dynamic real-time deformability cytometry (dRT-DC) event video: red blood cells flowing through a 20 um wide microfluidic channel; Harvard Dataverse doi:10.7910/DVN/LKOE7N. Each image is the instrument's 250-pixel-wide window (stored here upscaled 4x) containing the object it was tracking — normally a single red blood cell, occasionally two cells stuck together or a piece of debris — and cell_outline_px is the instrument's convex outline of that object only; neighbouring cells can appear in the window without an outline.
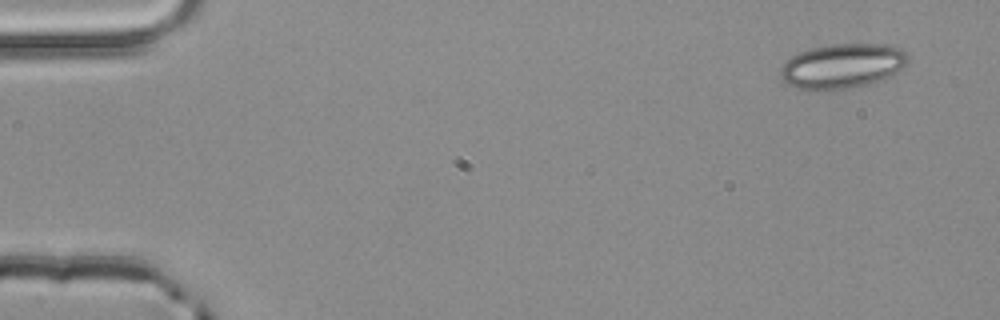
{"species": "common noctule bat (a hibernating species)", "species_latin": "Nyctalus noctula", "temperature_condition": "room temperature", "stored_images_in_passage": 4, "camera_frame_rate_fps": 3000, "um_per_image_px": 0.085, "animal": {"sex": "male", "body_mass_g": 20.4}, "frame": {"image": 1, "passage_image": 1, "time_ms": 0.0, "image_size_px": [1000, 320], "cell_outline_px": [[908, 60], [896, 72], [884, 80], [868, 84], [848, 88], [796, 88], [788, 84], [780, 76], [780, 68], [792, 56], [800, 52], [812, 48], [828, 44], [888, 44], [900, 48], [908, 56]], "centroid_in_image_um": [71.62, 5.58], "position_along_channel_um": 13.4, "area_um2": 32.66}}